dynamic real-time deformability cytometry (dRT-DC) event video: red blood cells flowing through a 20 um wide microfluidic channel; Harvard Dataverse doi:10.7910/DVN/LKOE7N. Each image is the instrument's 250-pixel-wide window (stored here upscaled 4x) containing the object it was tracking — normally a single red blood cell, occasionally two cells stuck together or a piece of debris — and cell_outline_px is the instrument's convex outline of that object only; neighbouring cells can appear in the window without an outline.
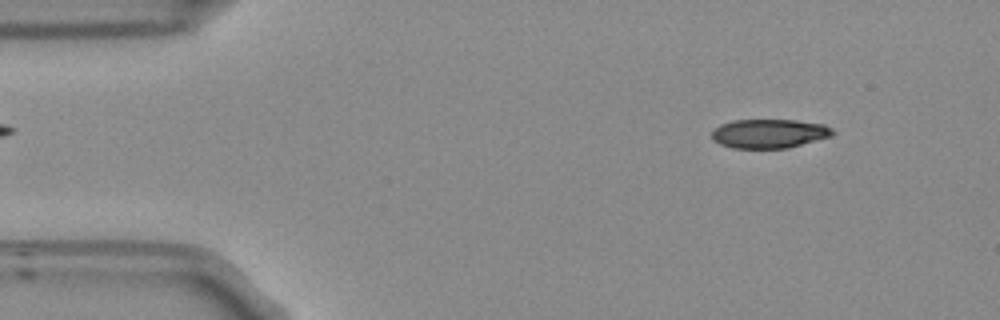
{"species": "Egyptian fruit bat (a non-hibernating species)", "species_latin": "Rousettus aegyptiacus", "temperature_condition": "room temperature", "stored_images_in_passage": 53, "camera_frame_rate_fps": 3000, "um_per_image_px": 0.085, "frame": {"image": 1, "passage_image": 6, "time_ms": 1.667, "image_size_px": [1000, 320], "cell_outline_px": [[836, 132], [832, 136], [788, 148], [732, 148], [720, 144], [712, 140], [712, 132], [720, 124], [732, 120], [796, 120], [824, 124], [832, 128]], "centroid_in_image_um": [65.4, 11.35], "position_along_channel_um": 19.6, "area_um2": 20.58}}
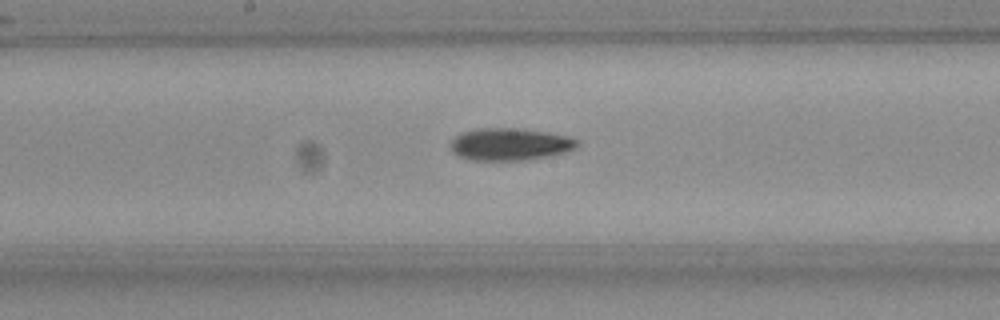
{"frame": {"image": 2, "passage_image": 27, "time_ms": 8.667, "image_size_px": [1000, 320], "cell_outline_px": [[580, 144], [576, 148], [564, 152], [548, 156], [524, 160], [472, 160], [460, 156], [452, 152], [452, 140], [456, 136], [464, 132], [476, 128], [516, 128], [544, 132], [568, 136], [576, 140]], "centroid_in_image_um": [43.35, 12.26], "position_along_channel_um": 204.9, "area_um2": 23.52}}
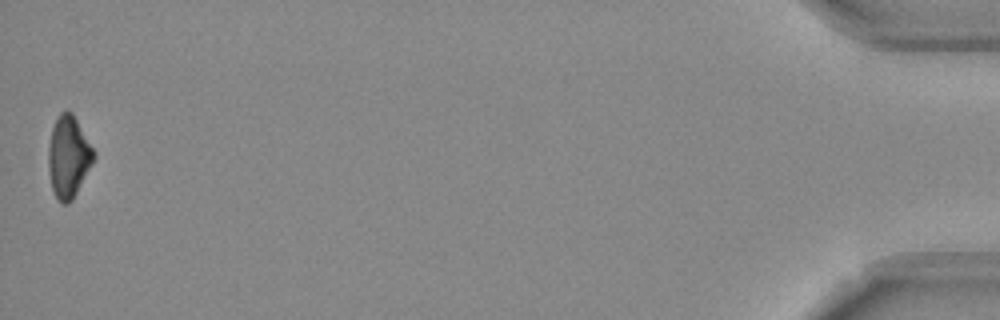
{"frame": {"image": 3, "passage_image": 53, "time_ms": 17.333, "image_size_px": [1000, 320], "cell_outline_px": [[96, 156], [92, 164], [72, 200], [68, 204], [64, 204], [56, 196], [52, 188], [48, 168], [48, 148], [52, 128], [56, 116], [64, 108], [72, 112], [96, 152]], "centroid_in_image_um": [5.82, 13.27], "position_along_channel_um": 429.4, "area_um2": 21.68}, "authors_computed_cell_mechanics": {"area_um2": 22.253, "velocity_mm_per_s": 3.7635, "shape_relaxation_time_tau1_ms": 5.9297, "shape_relaxation_time_tau2_ms": null, "deformation_change_tau1": 0.157, "deformation_change_tau2": null}}